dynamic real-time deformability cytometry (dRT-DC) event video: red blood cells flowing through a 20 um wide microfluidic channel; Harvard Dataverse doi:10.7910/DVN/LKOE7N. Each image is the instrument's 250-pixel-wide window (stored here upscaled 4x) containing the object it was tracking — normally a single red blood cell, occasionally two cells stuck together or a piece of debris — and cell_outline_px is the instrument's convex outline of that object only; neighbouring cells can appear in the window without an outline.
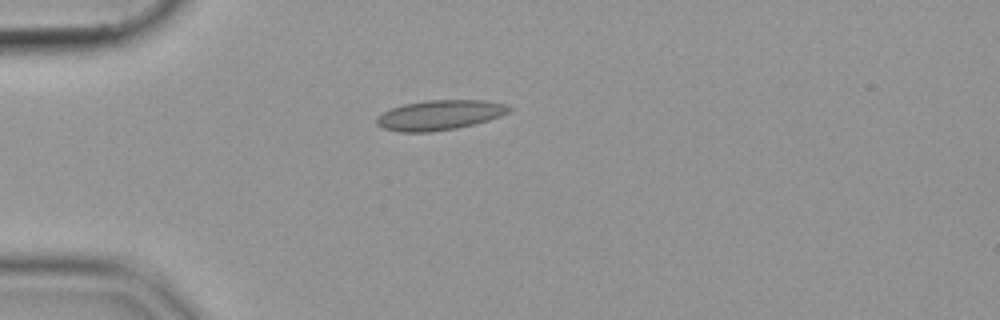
{"species": "common noctule bat (a hibernating species)", "species_latin": "Nyctalus noctula", "temperature_condition": "cold", "stored_images_in_passage": 41, "camera_frame_rate_fps": 3000, "um_per_image_px": 0.085, "animal": {"sex": "female", "body_mass_g": 19.9}, "frame": {"image": 1, "passage_image": 1, "time_ms": 0.0, "image_size_px": [1000, 320], "cell_outline_px": [[512, 108], [508, 112], [500, 116], [488, 120], [456, 128], [428, 132], [396, 132], [384, 128], [376, 124], [376, 116], [392, 108], [404, 104], [428, 100], [484, 100], [508, 104]], "centroid_in_image_um": [37.36, 9.77], "position_along_channel_um": 47.6, "area_um2": 23.0}}
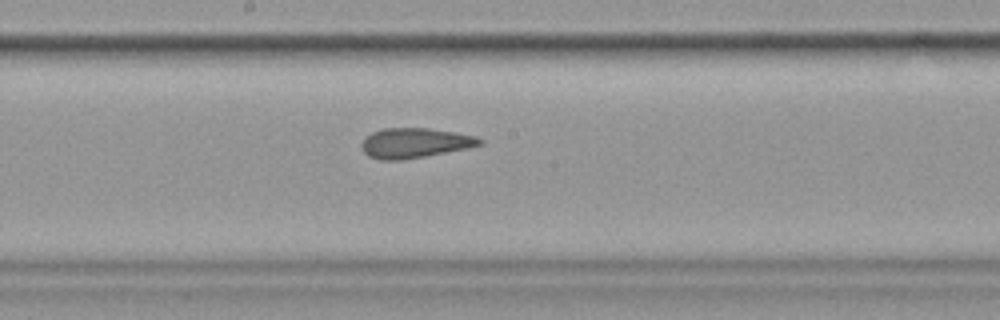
{"frame": {"image": 2, "passage_image": 16, "time_ms": 5.0, "image_size_px": [1000, 320], "cell_outline_px": [[484, 144], [404, 160], [380, 160], [368, 156], [360, 148], [360, 144], [372, 132], [384, 128], [428, 128], [476, 136], [484, 140]], "centroid_in_image_um": [35.22, 12.15], "position_along_channel_um": 213.0, "area_um2": 20.4}}
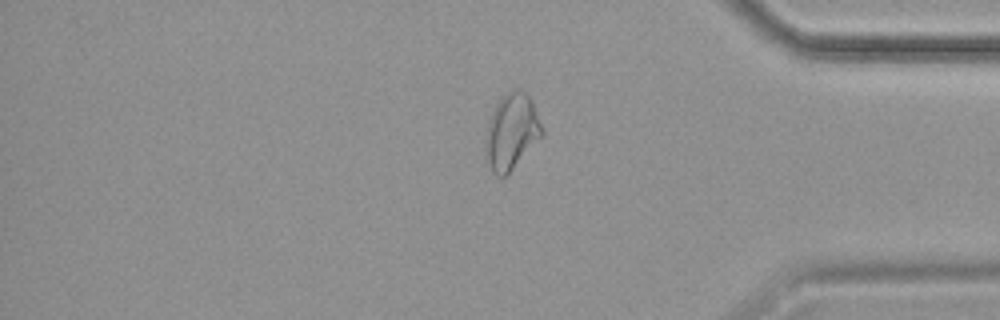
{"frame": {"image": 3, "passage_image": 32, "time_ms": 10.333, "image_size_px": [1000, 320], "cell_outline_px": [[544, 136], [504, 176], [496, 176], [492, 172], [484, 160], [484, 148], [488, 124], [492, 112], [500, 96], [512, 88], [516, 88], [524, 92], [532, 100], [544, 128]], "centroid_in_image_um": [43.48, 11.18], "position_along_channel_um": 391.7, "area_um2": 25.37}}